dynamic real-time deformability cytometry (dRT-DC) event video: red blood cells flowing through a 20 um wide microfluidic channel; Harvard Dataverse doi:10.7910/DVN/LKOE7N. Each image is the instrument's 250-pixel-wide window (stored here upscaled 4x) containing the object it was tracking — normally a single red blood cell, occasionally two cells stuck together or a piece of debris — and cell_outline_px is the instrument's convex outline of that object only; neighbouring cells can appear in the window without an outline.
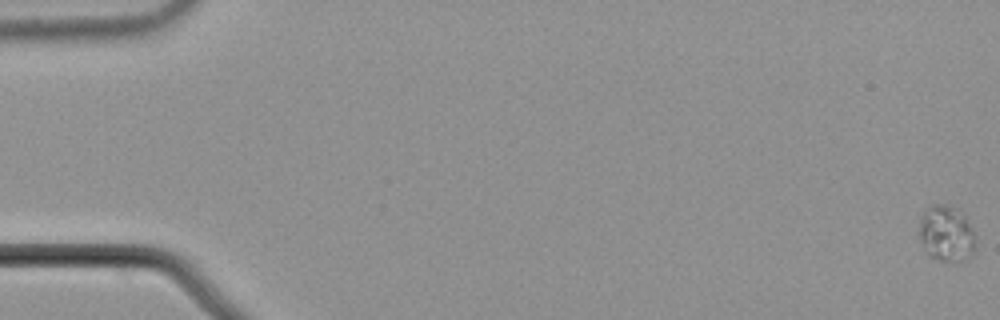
{"species": "common noctule bat (a hibernating species)", "species_latin": "Nyctalus noctula", "temperature_condition": "cold", "stored_images_in_passage": 59, "camera_frame_rate_fps": 3000, "um_per_image_px": 0.085, "animal": {"sex": "male", "body_mass_g": 21.5, "forearm_length_mm": 52.0}, "frame": {"image": 1, "passage_image": 1, "time_ms": 0.0, "image_size_px": [1000, 320], "cell_outline_px": [[976, 244], [972, 256], [964, 260], [940, 260], [932, 256], [924, 248], [920, 240], [920, 216], [932, 204], [948, 204], [956, 208], [964, 216], [972, 228], [976, 240]], "centroid_in_image_um": [80.46, 19.83], "position_along_channel_um": 4.5, "area_um2": 18.21}}
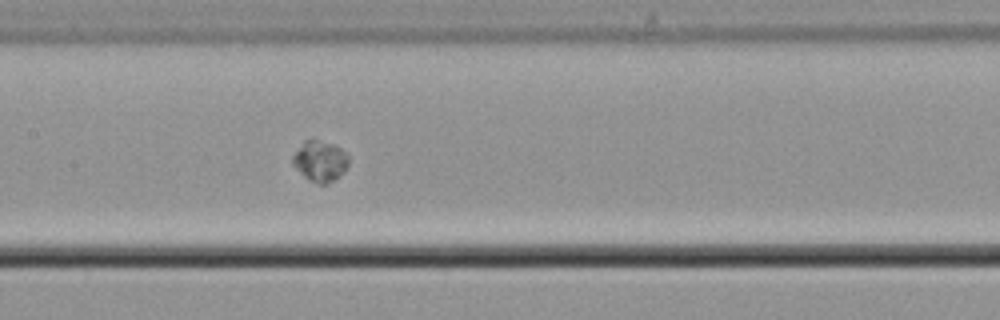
{"frame": {"image": 2, "passage_image": 31, "time_ms": 10.0, "image_size_px": [1000, 320], "cell_outline_px": [[348, 164], [344, 172], [340, 176], [328, 184], [320, 184], [308, 180], [292, 164], [292, 156], [304, 140], [312, 136], [332, 144], [348, 152]], "centroid_in_image_um": [27.21, 13.66], "position_along_channel_um": 180.2, "area_um2": 13.64}}
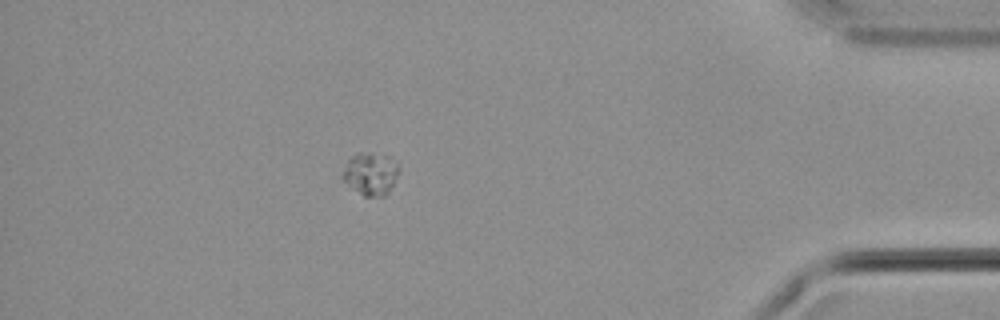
{"frame": {"image": 3, "passage_image": 53, "time_ms": 17.333, "image_size_px": [1000, 320], "cell_outline_px": [[400, 168], [388, 192], [384, 196], [364, 196], [340, 180], [340, 176], [348, 160], [352, 156], [360, 152], [392, 156]], "centroid_in_image_um": [31.47, 14.76], "position_along_channel_um": 403.7, "area_um2": 13.99}}